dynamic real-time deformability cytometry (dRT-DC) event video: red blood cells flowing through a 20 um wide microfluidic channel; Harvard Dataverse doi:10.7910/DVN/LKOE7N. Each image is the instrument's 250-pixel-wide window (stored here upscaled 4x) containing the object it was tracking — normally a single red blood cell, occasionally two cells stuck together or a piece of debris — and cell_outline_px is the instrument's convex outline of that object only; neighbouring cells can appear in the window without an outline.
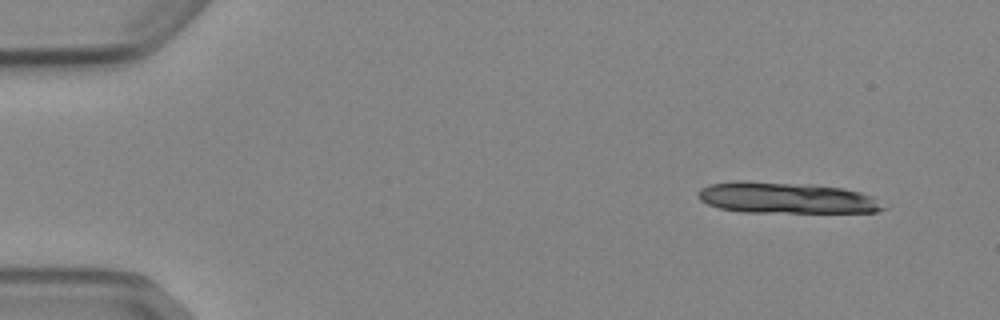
{"species": "Egyptian fruit bat (a non-hibernating species)", "species_latin": "Rousettus aegyptiacus", "temperature_condition": "cold", "stored_images_in_passage": 7, "camera_frame_rate_fps": 3000, "um_per_image_px": 0.085, "animal": {"sex": "female"}, "frame": {"image": 1, "passage_image": 1, "time_ms": 0.0, "image_size_px": [1000, 320], "cell_outline_px": [[888, 208], [876, 212], [744, 212], [720, 208], [708, 204], [700, 200], [696, 196], [696, 192], [700, 188], [708, 184], [736, 180], [744, 180], [812, 184], [844, 188], [860, 192], [872, 196]], "centroid_in_image_um": [66.79, 16.8], "position_along_channel_um": 18.2, "area_um2": 34.04}}
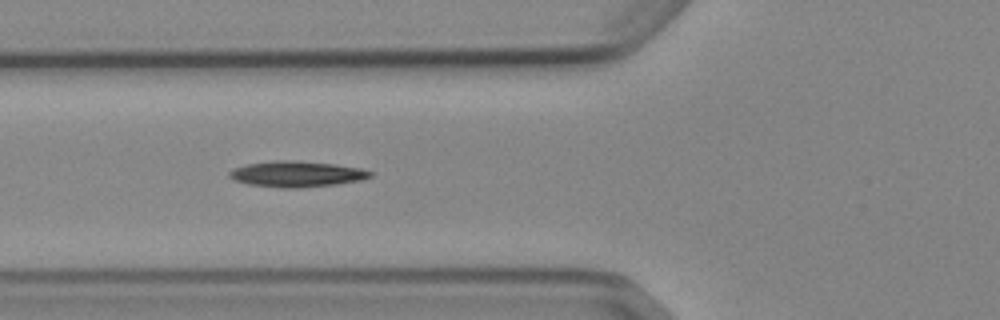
{"frame": {"image": 2, "passage_image": 5, "time_ms": 5.333, "image_size_px": [1000, 320], "cell_outline_px": [[372, 176], [360, 180], [336, 184], [296, 188], [284, 188], [248, 184], [236, 180], [228, 176], [228, 172], [236, 168], [248, 164], [276, 160], [296, 160], [332, 164], [360, 168], [372, 172]], "centroid_in_image_um": [25.22, 14.79], "position_along_channel_um": 100.6, "area_um2": 20.92}}